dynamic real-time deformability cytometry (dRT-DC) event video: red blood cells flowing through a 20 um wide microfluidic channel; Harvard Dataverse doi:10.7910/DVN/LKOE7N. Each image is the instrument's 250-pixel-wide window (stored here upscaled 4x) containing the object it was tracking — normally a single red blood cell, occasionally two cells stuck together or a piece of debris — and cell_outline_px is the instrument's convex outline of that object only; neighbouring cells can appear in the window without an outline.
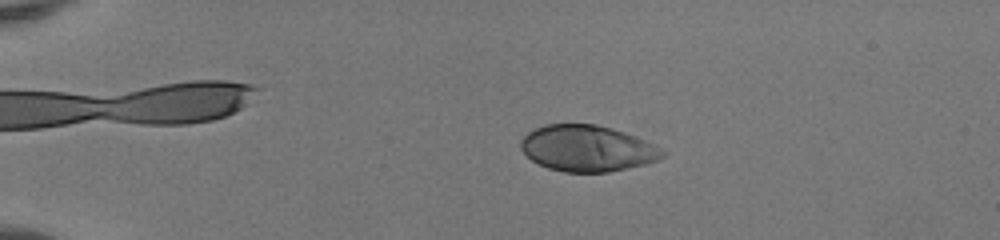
{"species": "human", "species_latin": "Homo sapiens", "temperature_condition": "room temperature", "stored_images_in_passage": 50, "camera_frame_rate_fps": 3000, "um_per_image_px": 0.085, "donor": {"sex": "female"}, "frame": {"image": 1, "passage_image": 11, "time_ms": 3.333, "image_size_px": [1000, 240], "cell_outline_px": [[668, 152], [660, 160], [628, 168], [608, 172], [564, 172], [548, 168], [532, 160], [520, 148], [520, 140], [528, 132], [544, 124], [596, 124], [612, 128], [624, 132], [644, 140]], "centroid_in_image_um": [49.92, 12.61], "position_along_channel_um": 35.1, "area_um2": 38.09}}
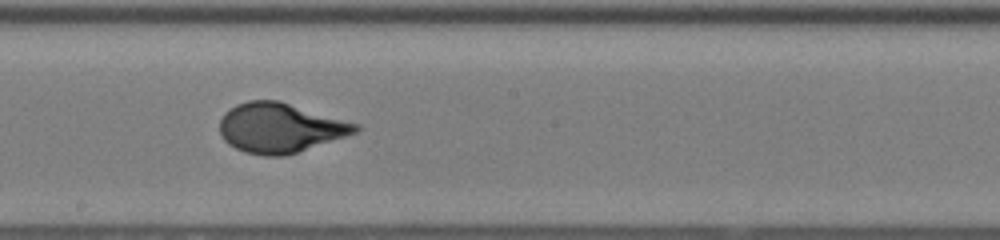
{"frame": {"image": 2, "passage_image": 30, "time_ms": 9.667, "image_size_px": [1000, 240], "cell_outline_px": [[360, 128], [356, 132], [284, 156], [264, 156], [244, 152], [228, 144], [224, 140], [220, 132], [220, 120], [224, 112], [236, 104], [248, 100], [280, 100], [360, 124]], "centroid_in_image_um": [23.77, 10.85], "position_along_channel_um": 224.4, "area_um2": 39.19}}
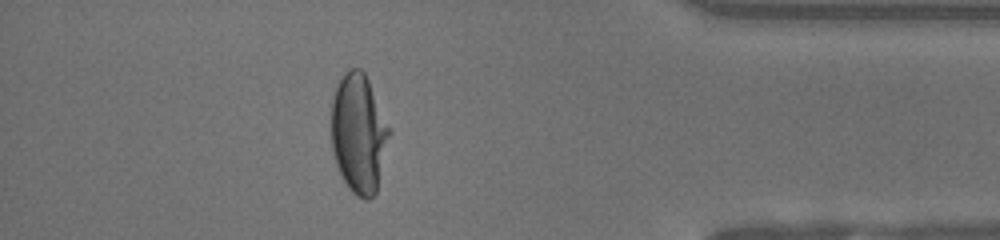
{"frame": {"image": 3, "passage_image": 45, "time_ms": 14.667, "image_size_px": [1000, 240], "cell_outline_px": [[392, 132], [376, 192], [368, 200], [364, 200], [356, 196], [348, 188], [336, 164], [332, 148], [332, 100], [336, 88], [340, 80], [348, 68], [360, 68], [364, 72], [392, 128]], "centroid_in_image_um": [30.53, 11.35], "position_along_channel_um": 404.7, "area_um2": 40.58}, "authors_computed_cell_mechanics": {"area_um2": 39.1017, "velocity_mm_per_s": 4.1451, "shape_relaxation_time_tau1_ms": 4.7808, "shape_relaxation_time_tau2_ms": null, "deformation_change_tau1": 0.2598, "deformation_change_tau2": null}}